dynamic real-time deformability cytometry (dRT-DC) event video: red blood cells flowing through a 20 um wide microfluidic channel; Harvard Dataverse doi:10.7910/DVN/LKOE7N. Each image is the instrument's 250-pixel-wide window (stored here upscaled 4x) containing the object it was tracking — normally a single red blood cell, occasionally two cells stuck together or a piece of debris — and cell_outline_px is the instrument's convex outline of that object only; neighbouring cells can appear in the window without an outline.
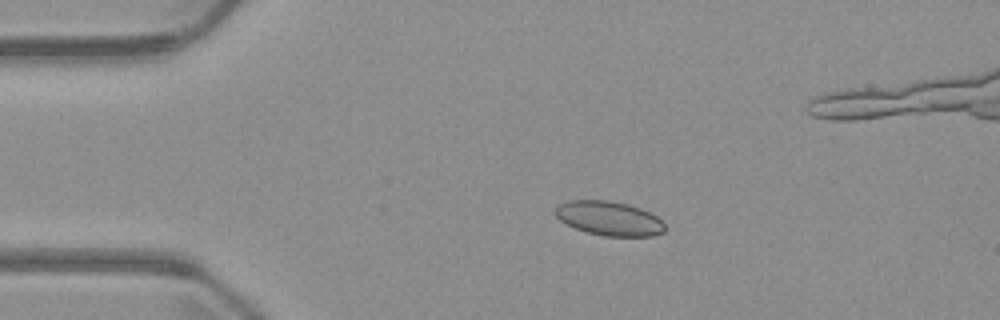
{"species": "common noctule bat (a hibernating species)", "species_latin": "Nyctalus noctula", "temperature_condition": "warm", "stored_images_in_passage": 4, "camera_frame_rate_fps": 3000, "um_per_image_px": 0.085, "animal": {"sex": "male", "body_mass_g": 23.1, "forearm_length_mm": 52.7}, "frame": {"image": 1, "passage_image": 3, "time_ms": 3.333, "image_size_px": [1000, 320], "cell_outline_px": [[664, 232], [652, 236], [604, 236], [588, 232], [576, 228], [560, 220], [556, 216], [556, 208], [560, 204], [568, 200], [608, 200], [628, 204], [640, 208], [656, 216], [664, 224]], "centroid_in_image_um": [51.78, 18.56], "position_along_channel_um": 33.2, "area_um2": 21.62}}